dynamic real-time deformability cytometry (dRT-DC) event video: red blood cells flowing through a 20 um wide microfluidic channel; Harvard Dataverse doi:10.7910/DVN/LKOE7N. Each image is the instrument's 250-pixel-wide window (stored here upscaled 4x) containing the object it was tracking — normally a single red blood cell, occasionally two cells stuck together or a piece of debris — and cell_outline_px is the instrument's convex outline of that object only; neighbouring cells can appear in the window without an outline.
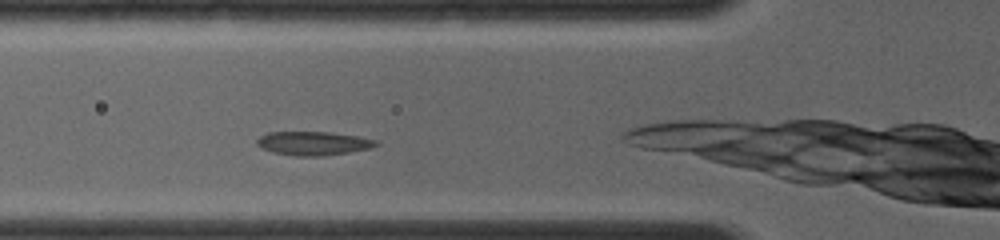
{"species": "common noctule bat (a hibernating species)", "species_latin": "Nyctalus noctula", "temperature_condition": "room temperature", "stored_images_in_passage": 3, "camera_frame_rate_fps": 4000, "um_per_image_px": 0.085, "animal": {"sex": "female", "body_mass_g": 19.0, "forearm_length_mm": 56.7}, "frame": {"image": 1, "passage_image": 3, "time_ms": 1.0, "image_size_px": [1000, 240], "cell_outline_px": [[380, 144], [368, 148], [348, 152], [324, 156], [296, 156], [272, 152], [256, 144], [256, 140], [260, 136], [268, 132], [328, 132], [356, 136], [376, 140]], "centroid_in_image_um": [26.6, 12.18], "position_along_channel_um": 99.2, "area_um2": 16.3}}